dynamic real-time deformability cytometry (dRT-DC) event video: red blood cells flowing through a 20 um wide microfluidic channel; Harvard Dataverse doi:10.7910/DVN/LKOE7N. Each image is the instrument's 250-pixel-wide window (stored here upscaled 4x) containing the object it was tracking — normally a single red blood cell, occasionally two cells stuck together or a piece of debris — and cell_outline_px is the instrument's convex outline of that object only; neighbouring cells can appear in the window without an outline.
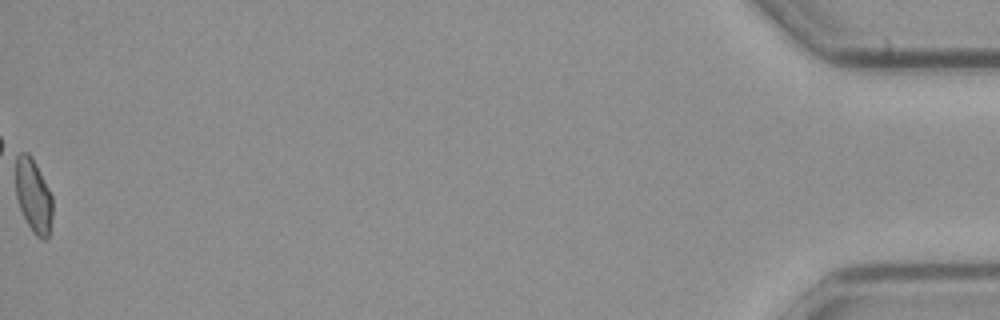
{"species": "common noctule bat (a hibernating species)", "species_latin": "Nyctalus noctula", "temperature_condition": "cold", "stored_images_in_passage": 55, "camera_frame_rate_fps": 3000, "um_per_image_px": 0.085, "animal": {"sex": "male", "body_mass_g": 23.1, "forearm_length_mm": 52.7}, "frame": {"image": 1, "passage_image": 55, "time_ms": 18.0, "image_size_px": [1000, 320], "cell_outline_px": [[52, 216], [48, 236], [44, 240], [36, 236], [28, 224], [20, 208], [16, 196], [16, 156], [20, 152], [28, 152], [36, 164], [52, 196]], "centroid_in_image_um": [2.83, 16.62], "position_along_channel_um": 432.4, "area_um2": 15.61}, "authors_computed_cell_mechanics": {"area_um2": 16.762, "velocity_mm_per_s": 3.7136, "shape_relaxation_time_tau1_ms": null, "shape_relaxation_time_tau2_ms": 2.7369, "deformation_change_tau1": null, "deformation_change_tau2": 0.0713}}